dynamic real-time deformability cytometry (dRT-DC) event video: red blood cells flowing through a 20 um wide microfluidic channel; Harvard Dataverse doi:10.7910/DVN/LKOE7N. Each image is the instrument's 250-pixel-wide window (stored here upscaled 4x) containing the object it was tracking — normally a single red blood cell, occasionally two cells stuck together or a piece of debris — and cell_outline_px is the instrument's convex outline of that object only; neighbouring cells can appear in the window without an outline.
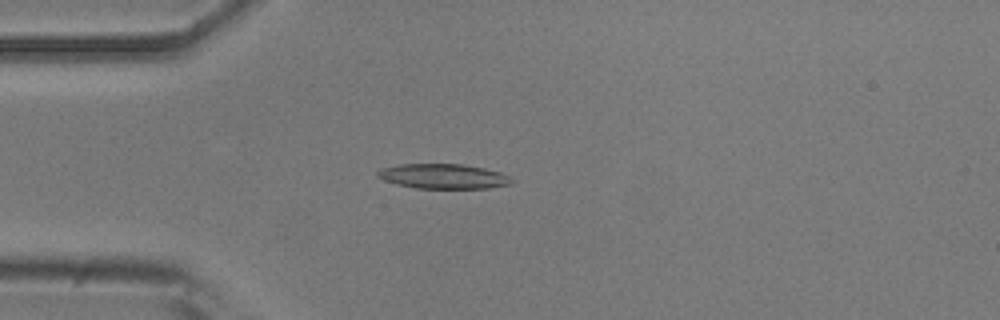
{"species": "common noctule bat (a hibernating species)", "species_latin": "Nyctalus noctula", "temperature_condition": "room temperature", "stored_images_in_passage": 52, "camera_frame_rate_fps": 3000, "um_per_image_px": 0.085, "animal": {"sex": "male", "body_mass_g": 20.5, "forearm_length_mm": 52.5}, "frame": {"image": 1, "passage_image": 13, "time_ms": 4.0, "image_size_px": [1000, 320], "cell_outline_px": [[512, 180], [508, 184], [488, 188], [416, 188], [396, 184], [384, 180], [376, 176], [376, 172], [380, 168], [400, 164], [460, 164], [484, 168], [500, 172], [508, 176]], "centroid_in_image_um": [37.61, 14.98], "position_along_channel_um": 47.4, "area_um2": 19.25}}
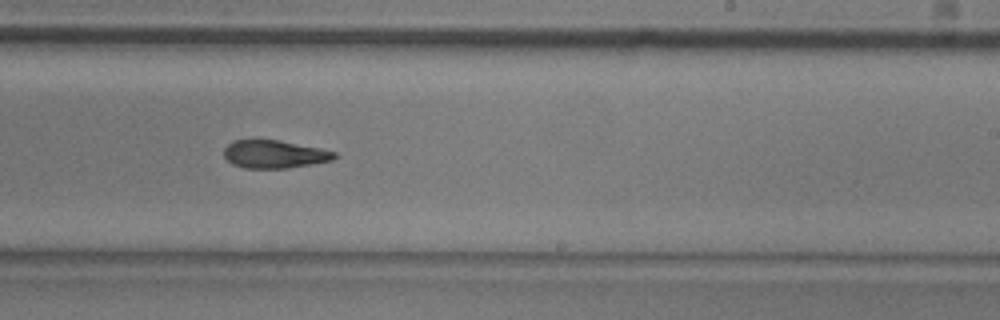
{"frame": {"image": 2, "passage_image": 31, "time_ms": 10.0, "image_size_px": [1000, 320], "cell_outline_px": [[340, 156], [332, 160], [288, 168], [244, 168], [232, 164], [224, 156], [224, 148], [232, 140], [276, 140], [320, 148], [336, 152]], "centroid_in_image_um": [23.32, 13.11], "position_along_channel_um": 265.7, "area_um2": 17.92}}
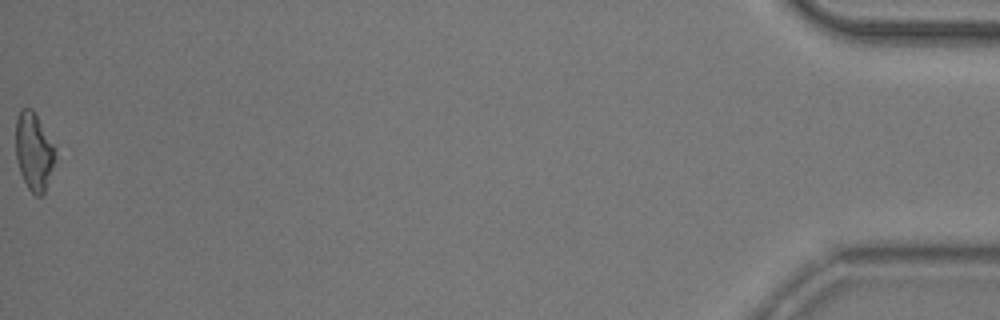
{"frame": {"image": 3, "passage_image": 52, "time_ms": 17.0, "image_size_px": [1000, 320], "cell_outline_px": [[56, 156], [44, 192], [40, 196], [36, 196], [28, 188], [20, 172], [16, 160], [16, 116], [20, 108], [32, 108], [52, 144], [56, 152]], "centroid_in_image_um": [2.84, 12.86], "position_along_channel_um": 432.4, "area_um2": 17.57}, "authors_computed_cell_mechanics": {"area_um2": 18.8717, "velocity_mm_per_s": 3.843, "shape_relaxation_time_tau1_ms": 5.2756, "shape_relaxation_time_tau2_ms": 11.0987, "deformation_change_tau1": 0.179, "deformation_change_tau2": 0.2}}